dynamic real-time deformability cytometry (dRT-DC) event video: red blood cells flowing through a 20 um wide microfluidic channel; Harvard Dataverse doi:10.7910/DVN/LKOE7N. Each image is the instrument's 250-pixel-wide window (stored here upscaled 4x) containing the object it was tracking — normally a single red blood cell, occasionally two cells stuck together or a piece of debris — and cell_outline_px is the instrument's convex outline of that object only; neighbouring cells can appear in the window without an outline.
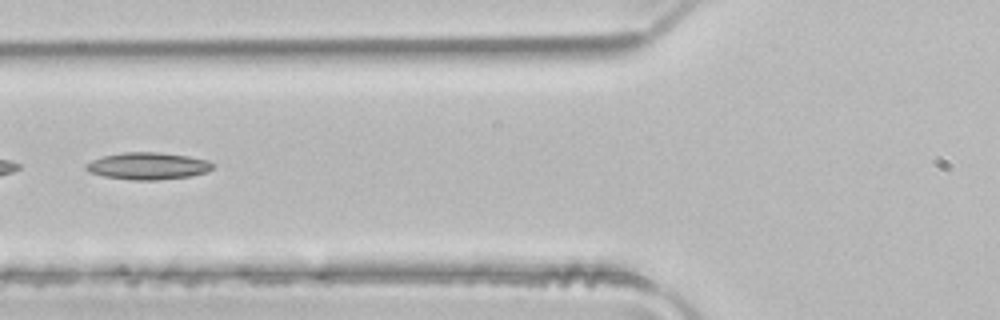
{"species": "common noctule bat (a hibernating species)", "species_latin": "Nyctalus noctula", "temperature_condition": "room temperature", "stored_images_in_passage": 2, "camera_frame_rate_fps": 3000, "um_per_image_px": 0.085, "animal": {"sex": "male", "body_mass_g": 21.5, "forearm_length_mm": 52.0}, "frame": {"image": 1, "passage_image": 2, "time_ms": 0.333, "image_size_px": [1000, 320], "cell_outline_px": [[212, 168], [208, 172], [188, 176], [156, 180], [132, 180], [104, 176], [92, 172], [84, 168], [84, 164], [92, 160], [104, 156], [124, 152], [160, 152], [188, 156], [208, 160], [212, 164]], "centroid_in_image_um": [12.57, 14.1], "position_along_channel_um": 113.2, "area_um2": 19.83}}